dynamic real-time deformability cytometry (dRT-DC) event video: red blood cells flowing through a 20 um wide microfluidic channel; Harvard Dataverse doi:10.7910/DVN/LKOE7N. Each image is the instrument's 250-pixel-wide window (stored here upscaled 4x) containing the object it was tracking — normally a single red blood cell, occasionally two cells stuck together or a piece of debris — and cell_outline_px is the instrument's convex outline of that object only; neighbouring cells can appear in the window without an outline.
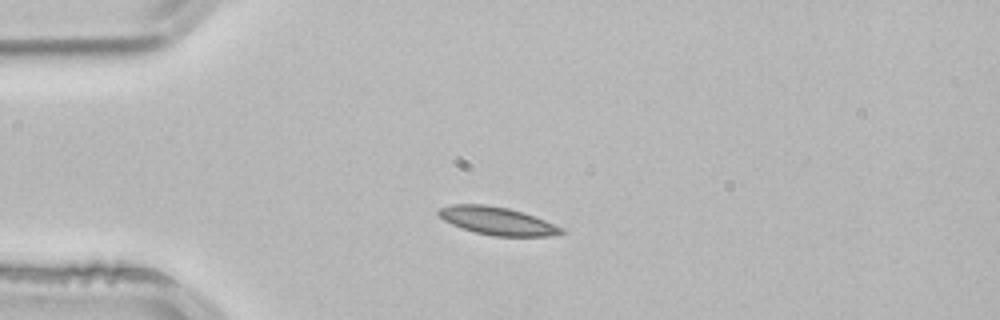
{"species": "common noctule bat (a hibernating species)", "species_latin": "Nyctalus noctula", "temperature_condition": "room temperature", "stored_images_in_passage": 2, "camera_frame_rate_fps": 3000, "um_per_image_px": 0.085, "animal": {"sex": "male", "body_mass_g": 21.5, "forearm_length_mm": 52.0}, "frame": {"image": 1, "passage_image": 2, "time_ms": 0.333, "image_size_px": [1000, 320], "cell_outline_px": [[564, 232], [552, 236], [492, 236], [476, 232], [452, 224], [444, 220], [436, 212], [436, 208], [452, 204], [484, 204], [508, 208], [544, 220], [564, 228]], "centroid_in_image_um": [42.23, 18.77], "position_along_channel_um": 42.8, "area_um2": 19.77}}